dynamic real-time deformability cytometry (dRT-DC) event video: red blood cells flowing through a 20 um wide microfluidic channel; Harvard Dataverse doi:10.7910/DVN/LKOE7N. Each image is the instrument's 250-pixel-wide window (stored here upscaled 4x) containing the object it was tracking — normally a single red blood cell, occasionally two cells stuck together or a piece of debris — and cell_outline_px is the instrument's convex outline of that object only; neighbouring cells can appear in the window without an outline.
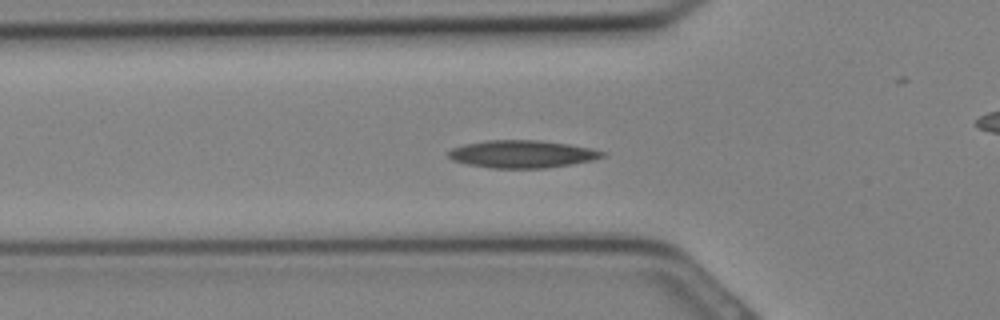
{"species": "Egyptian fruit bat (a non-hibernating species)", "species_latin": "Rousettus aegyptiacus", "temperature_condition": "cold", "stored_images_in_passage": 27, "camera_frame_rate_fps": 3000, "um_per_image_px": 0.085, "animal": {"sex": "female"}, "frame": {"image": 1, "passage_image": 5, "time_ms": 1.333, "image_size_px": [1000, 320], "cell_outline_px": [[608, 152], [604, 156], [592, 160], [544, 168], [492, 168], [468, 164], [452, 160], [448, 156], [448, 152], [452, 148], [464, 144], [488, 140], [540, 140], [568, 144]], "centroid_in_image_um": [44.36, 13.09], "position_along_channel_um": 81.4, "area_um2": 24.51}}
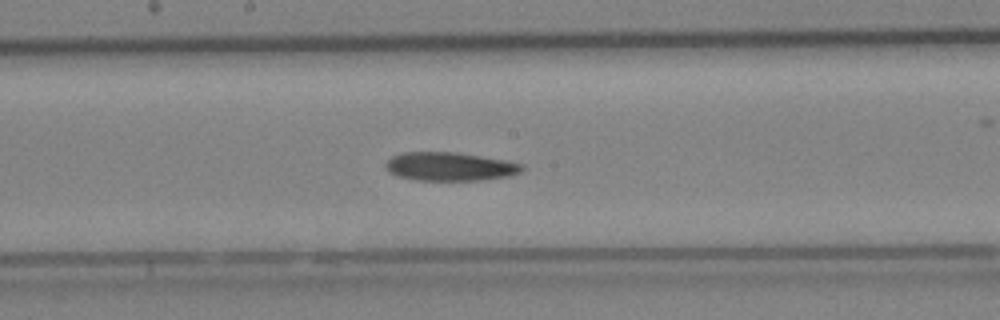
{"frame": {"image": 2, "passage_image": 11, "time_ms": 3.333, "image_size_px": [1000, 320], "cell_outline_px": [[524, 168], [520, 172], [508, 176], [480, 180], [416, 180], [400, 176], [388, 172], [384, 164], [392, 156], [404, 152], [456, 152], [504, 160], [524, 164]], "centroid_in_image_um": [38.23, 14.15], "position_along_channel_um": 210.0, "area_um2": 22.54}}
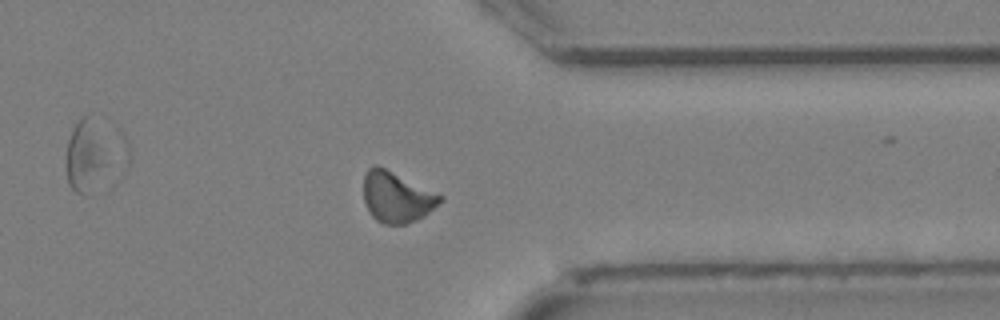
{"frame": {"image": 3, "passage_image": 19, "time_ms": 6.0, "image_size_px": [1000, 320], "cell_outline_px": [[444, 200], [424, 216], [416, 220], [404, 224], [384, 224], [376, 220], [368, 212], [364, 200], [364, 176], [368, 168], [376, 164], [444, 196]], "centroid_in_image_um": [33.71, 16.76], "position_along_channel_um": 377.7, "area_um2": 22.54}}